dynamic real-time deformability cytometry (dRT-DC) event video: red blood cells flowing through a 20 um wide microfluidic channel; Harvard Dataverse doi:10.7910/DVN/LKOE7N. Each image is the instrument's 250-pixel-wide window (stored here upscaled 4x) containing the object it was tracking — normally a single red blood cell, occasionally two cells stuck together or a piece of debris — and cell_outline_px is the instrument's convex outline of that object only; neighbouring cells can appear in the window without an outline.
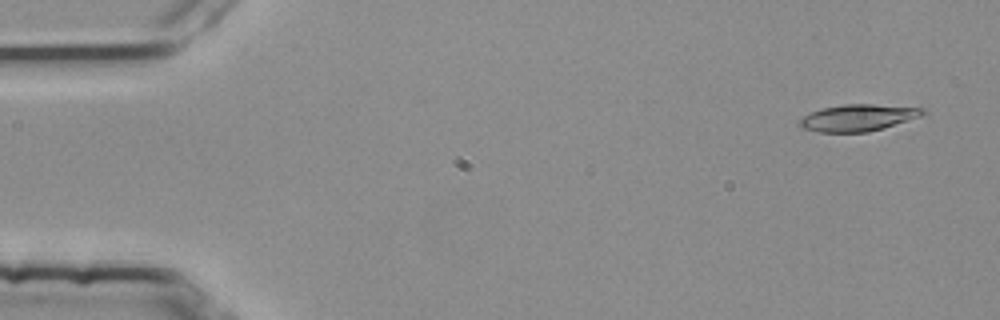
{"species": "common noctule bat (a hibernating species)", "species_latin": "Nyctalus noctula", "temperature_condition": "room temperature", "stored_images_in_passage": 54, "camera_frame_rate_fps": 3000, "um_per_image_px": 0.085, "animal": {"sex": "female", "body_mass_g": 25.1}, "frame": {"image": 1, "passage_image": 3, "time_ms": 0.667, "image_size_px": [1000, 320], "cell_outline_px": [[928, 112], [920, 116], [908, 120], [868, 132], [816, 132], [800, 128], [796, 124], [804, 116], [820, 108], [844, 104], [872, 104], [924, 108]], "centroid_in_image_um": [72.88, 10.01], "position_along_channel_um": 12.1, "area_um2": 19.19}}
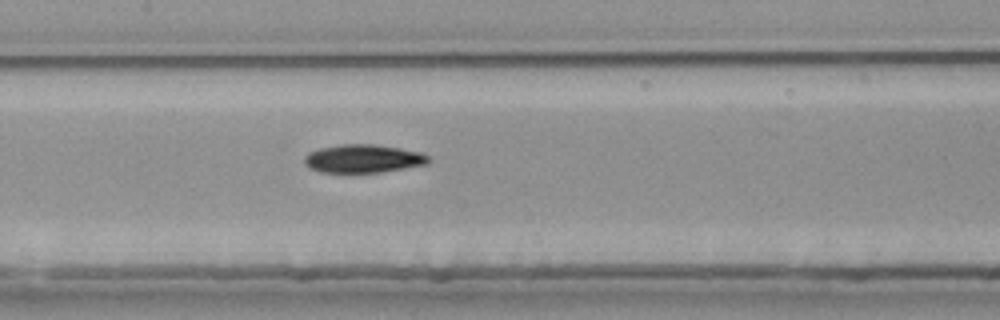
{"frame": {"image": 2, "passage_image": 26, "time_ms": 8.333, "image_size_px": [1000, 320], "cell_outline_px": [[432, 160], [428, 164], [380, 172], [320, 172], [308, 168], [304, 164], [304, 156], [308, 152], [320, 148], [340, 144], [376, 144], [400, 148], [420, 152], [428, 156]], "centroid_in_image_um": [30.85, 13.48], "position_along_channel_um": 176.5, "area_um2": 20.58}}
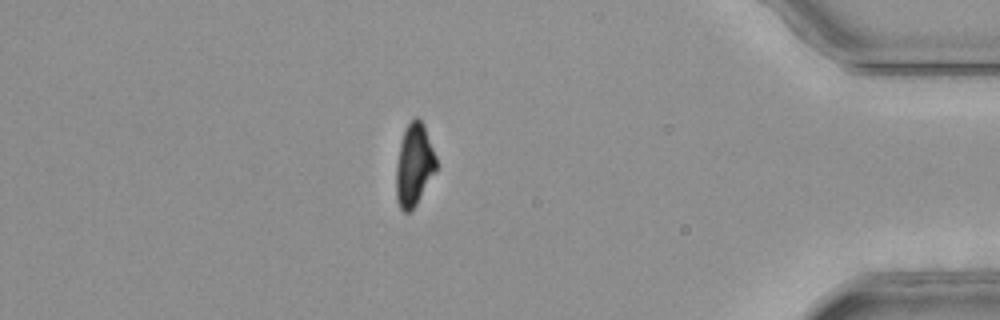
{"frame": {"image": 3, "passage_image": 47, "time_ms": 15.333, "image_size_px": [1000, 320], "cell_outline_px": [[436, 172], [416, 204], [408, 212], [404, 212], [400, 208], [396, 200], [396, 168], [400, 144], [404, 128], [416, 116], [424, 124], [436, 156]], "centroid_in_image_um": [35.2, 14.01], "position_along_channel_um": 400.0, "area_um2": 19.19}, "authors_computed_cell_mechanics": {"area_um2": 19.9121, "velocity_mm_per_s": 3.7987, "shape_relaxation_time_tau1_ms": 10.0509, "shape_relaxation_time_tau2_ms": null, "deformation_change_tau1": 0.2705, "deformation_change_tau2": null}}